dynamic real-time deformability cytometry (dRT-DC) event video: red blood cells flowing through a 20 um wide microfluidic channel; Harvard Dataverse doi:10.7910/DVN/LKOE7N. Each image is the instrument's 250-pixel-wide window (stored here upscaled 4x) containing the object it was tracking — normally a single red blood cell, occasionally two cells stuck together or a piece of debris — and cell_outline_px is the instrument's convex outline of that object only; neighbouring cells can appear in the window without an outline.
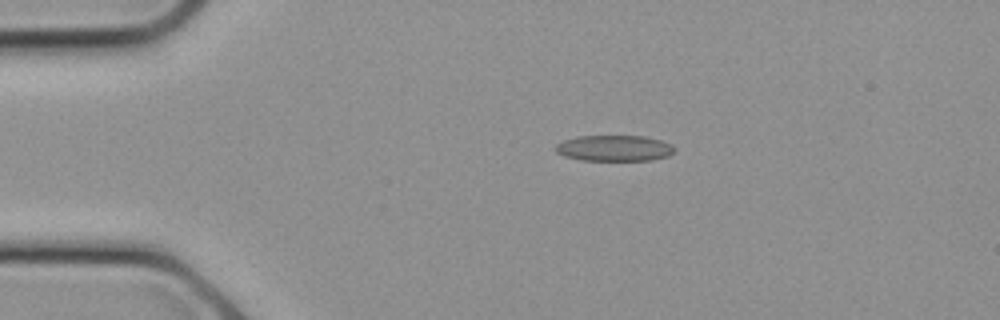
{"species": "common noctule bat (a hibernating species)", "species_latin": "Nyctalus noctula", "temperature_condition": "cold", "stored_images_in_passage": 5, "camera_frame_rate_fps": 3000, "um_per_image_px": 0.085, "animal": {"sex": "female", "body_mass_g": 21.9}, "frame": {"image": 1, "passage_image": 1, "time_ms": 0.0, "image_size_px": [1000, 320], "cell_outline_px": [[676, 148], [668, 156], [652, 160], [580, 160], [564, 156], [556, 152], [556, 144], [564, 140], [576, 136], [644, 136], [660, 140], [672, 144]], "centroid_in_image_um": [52.21, 12.59], "position_along_channel_um": 32.8, "area_um2": 17.98}}
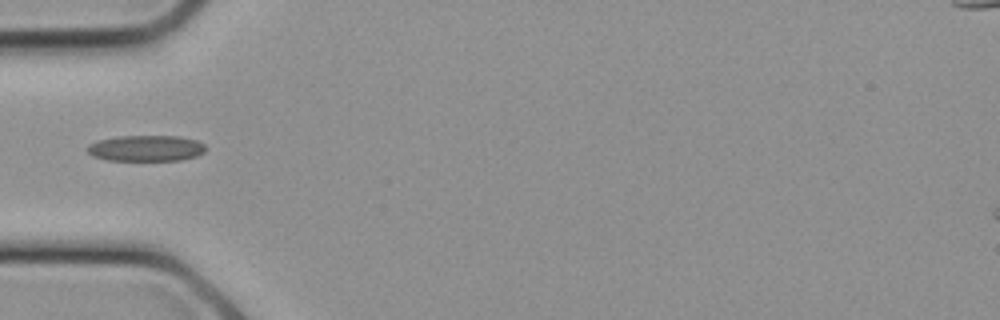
{"frame": {"image": 2, "passage_image": 4, "time_ms": 1.0, "image_size_px": [1000, 320], "cell_outline_px": [[204, 152], [196, 156], [180, 160], [108, 160], [92, 156], [88, 152], [88, 144], [96, 140], [116, 136], [180, 136], [196, 140], [204, 144]], "centroid_in_image_um": [12.38, 12.59], "position_along_channel_um": 72.6, "area_um2": 17.92}}